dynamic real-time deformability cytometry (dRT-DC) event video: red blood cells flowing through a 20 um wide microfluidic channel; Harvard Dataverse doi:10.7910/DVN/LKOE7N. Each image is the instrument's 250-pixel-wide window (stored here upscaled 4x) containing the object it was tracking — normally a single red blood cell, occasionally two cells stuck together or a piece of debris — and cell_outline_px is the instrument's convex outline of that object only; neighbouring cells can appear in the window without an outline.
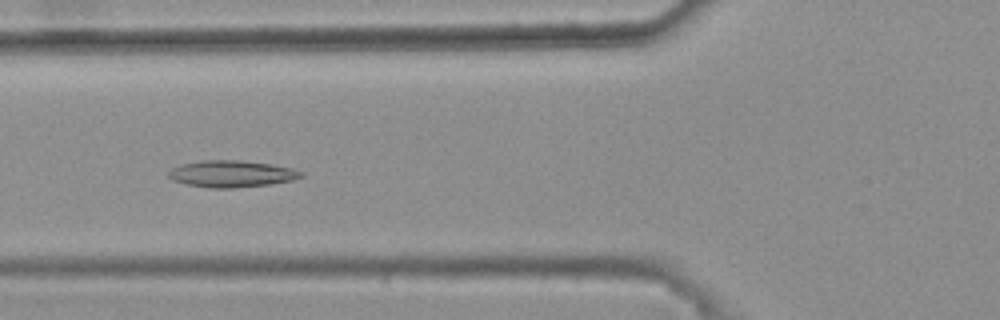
{"species": "common noctule bat (a hibernating species)", "species_latin": "Nyctalus noctula", "temperature_condition": "warm", "stored_images_in_passage": 42, "camera_frame_rate_fps": 3000, "um_per_image_px": 0.085, "animal": {"sex": "female", "body_mass_g": 25.1}, "frame": {"image": 1, "passage_image": 17, "time_ms": 5.333, "image_size_px": [1000, 320], "cell_outline_px": [[304, 176], [292, 180], [268, 184], [236, 188], [208, 188], [184, 184], [172, 180], [168, 176], [168, 172], [172, 168], [184, 164], [200, 160], [240, 160], [272, 164], [292, 168], [304, 172]], "centroid_in_image_um": [19.68, 14.78], "position_along_channel_um": 106.1, "area_um2": 20.75}}
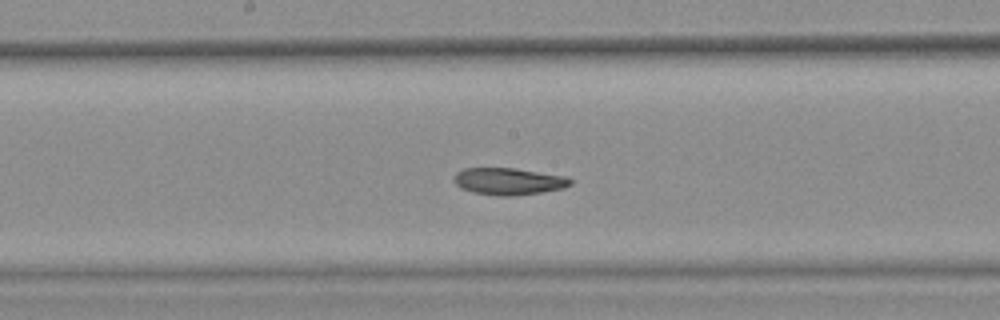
{"frame": {"image": 2, "passage_image": 25, "time_ms": 8.0, "image_size_px": [1000, 320], "cell_outline_px": [[572, 184], [564, 188], [516, 196], [496, 196], [472, 192], [460, 188], [452, 180], [456, 172], [464, 168], [516, 168], [568, 176], [572, 180]], "centroid_in_image_um": [43.23, 15.41], "position_along_channel_um": 205.0, "area_um2": 18.61}}
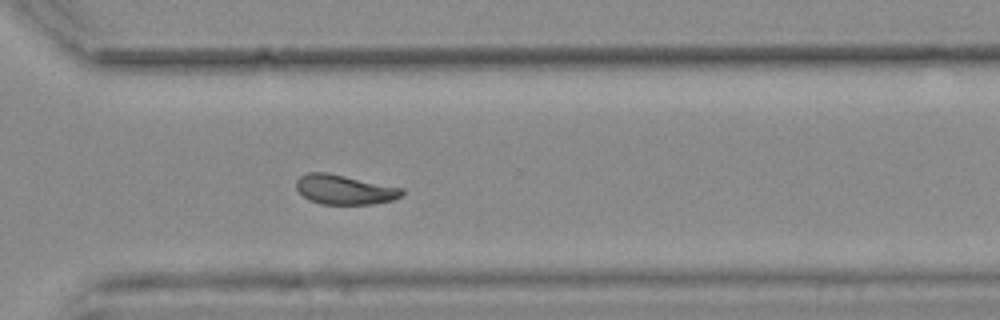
{"frame": {"image": 3, "passage_image": 36, "time_ms": 11.667, "image_size_px": [1000, 320], "cell_outline_px": [[404, 192], [400, 196], [392, 200], [372, 204], [320, 204], [308, 200], [296, 188], [296, 180], [300, 176], [308, 172], [328, 172], [404, 188]], "centroid_in_image_um": [29.27, 16.11], "position_along_channel_um": 341.3, "area_um2": 18.32}, "authors_computed_cell_mechanics": {"area_um2": 19.1318, "velocity_mm_per_s": 3.7123, "shape_relaxation_time_tau1_ms": null, "shape_relaxation_time_tau2_ms": 3.5711, "deformation_change_tau1": null, "deformation_change_tau2": 0.0944}}